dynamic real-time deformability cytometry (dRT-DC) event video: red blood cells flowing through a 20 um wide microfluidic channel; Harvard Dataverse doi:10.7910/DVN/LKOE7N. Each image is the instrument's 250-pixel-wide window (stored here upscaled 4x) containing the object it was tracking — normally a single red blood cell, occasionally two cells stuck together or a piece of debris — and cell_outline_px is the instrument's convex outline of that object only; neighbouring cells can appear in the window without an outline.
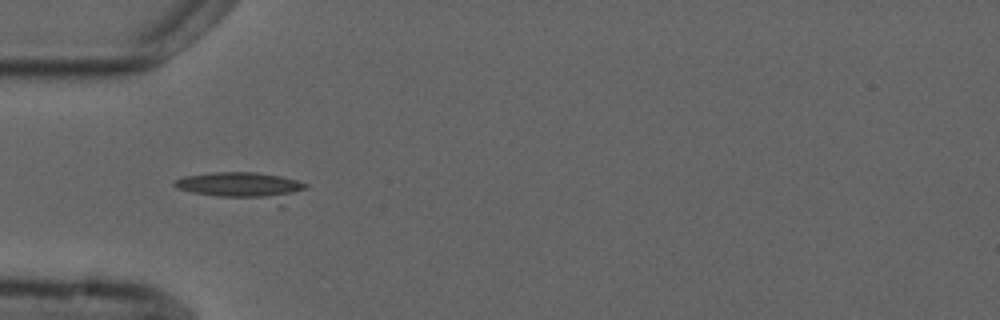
{"species": "common noctule bat (a hibernating species)", "species_latin": "Nyctalus noctula", "temperature_condition": "cold", "stored_images_in_passage": 4, "camera_frame_rate_fps": 3000, "um_per_image_px": 0.085, "animal": {"sex": "male", "forearm_length_mm": 52.5}, "frame": {"image": 1, "passage_image": 3, "time_ms": 4.333, "image_size_px": [1000, 320], "cell_outline_px": [[308, 188], [284, 208], [280, 208], [192, 192], [176, 188], [172, 184], [176, 180], [184, 176], [212, 172], [256, 172], [280, 176], [296, 180], [308, 184]], "centroid_in_image_um": [20.81, 15.91], "position_along_channel_um": 64.2, "area_um2": 22.89}}
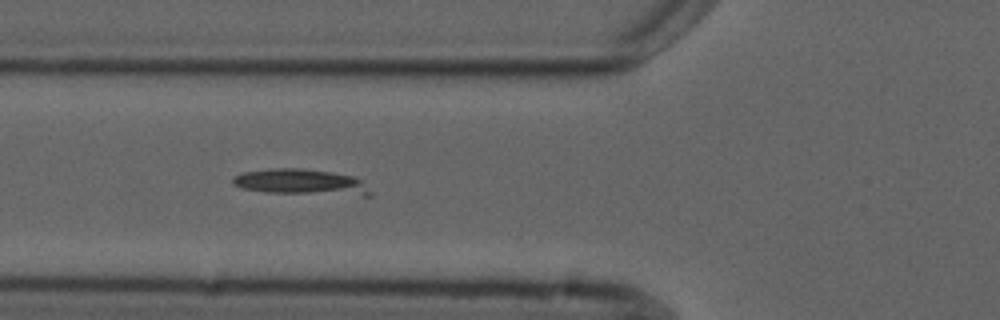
{"frame": {"image": 2, "passage_image": 4, "time_ms": 5.333, "image_size_px": [1000, 320], "cell_outline_px": [[372, 196], [364, 196], [264, 192], [240, 188], [232, 184], [232, 176], [244, 172], [272, 168], [300, 168], [332, 172], [352, 176], [360, 180], [372, 192]], "centroid_in_image_um": [25.57, 15.49], "position_along_channel_um": 100.2, "area_um2": 20.87}}